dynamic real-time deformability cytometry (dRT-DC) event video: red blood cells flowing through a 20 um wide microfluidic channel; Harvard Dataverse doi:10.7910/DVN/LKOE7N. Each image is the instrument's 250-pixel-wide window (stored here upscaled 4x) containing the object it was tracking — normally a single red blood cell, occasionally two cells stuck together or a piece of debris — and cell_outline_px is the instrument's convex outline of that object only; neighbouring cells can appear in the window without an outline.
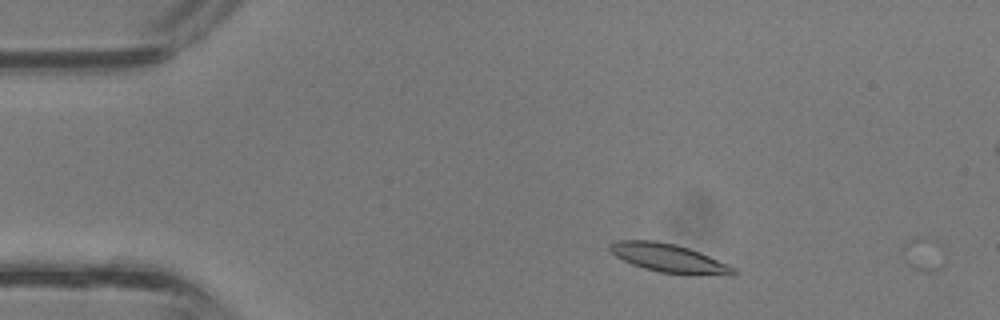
{"species": "common noctule bat (a hibernating species)", "species_latin": "Nyctalus noctula", "temperature_condition": "room temperature", "stored_images_in_passage": 5, "camera_frame_rate_fps": 3000, "um_per_image_px": 0.085, "animal": {"sex": "male", "body_mass_g": 13.3}, "frame": {"image": 1, "passage_image": 4, "time_ms": 1.0, "image_size_px": [1000, 320], "cell_outline_px": [[736, 276], [692, 276], [660, 272], [644, 268], [632, 264], [616, 256], [608, 248], [608, 244], [616, 240], [652, 240], [676, 244], [700, 252], [728, 264], [736, 268]], "centroid_in_image_um": [56.93, 21.97], "position_along_channel_um": 28.1, "area_um2": 21.04}}